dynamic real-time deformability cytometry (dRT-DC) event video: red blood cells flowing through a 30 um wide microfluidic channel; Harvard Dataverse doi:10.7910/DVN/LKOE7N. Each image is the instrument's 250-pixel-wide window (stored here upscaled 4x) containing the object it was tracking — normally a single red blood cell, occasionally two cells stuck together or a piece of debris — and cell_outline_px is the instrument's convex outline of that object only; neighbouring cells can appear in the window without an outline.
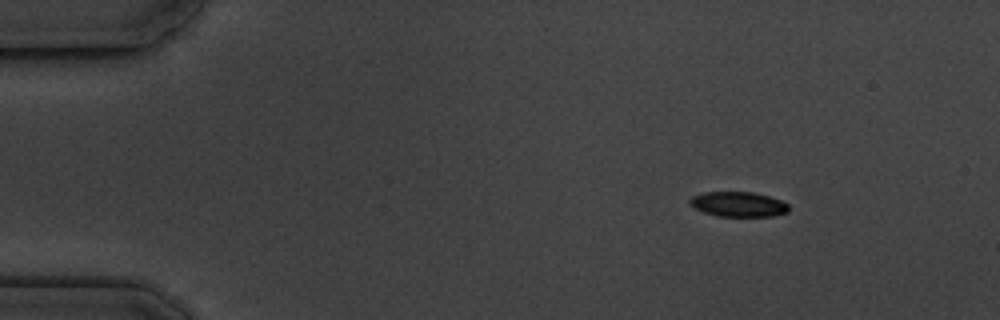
{"species": "common noctule bat (a hibernating species)", "species_latin": "Nyctalus noctula", "temperature_condition": "cold", "stored_images_in_passage": 4, "camera_frame_rate_fps": 3000, "um_per_image_px": 0.085, "animal": {"sex": "male", "body_mass_g": 19.5, "forearm_length_mm": 54.6}, "frame": {"image": 1, "passage_image": 1, "time_ms": 0.0, "image_size_px": [1000, 320], "cell_outline_px": [[788, 212], [772, 216], [716, 216], [704, 212], [696, 208], [688, 200], [692, 196], [704, 192], [756, 192], [780, 200], [788, 204]], "centroid_in_image_um": [62.76, 17.35], "position_along_channel_um": 22.2, "area_um2": 14.28}}